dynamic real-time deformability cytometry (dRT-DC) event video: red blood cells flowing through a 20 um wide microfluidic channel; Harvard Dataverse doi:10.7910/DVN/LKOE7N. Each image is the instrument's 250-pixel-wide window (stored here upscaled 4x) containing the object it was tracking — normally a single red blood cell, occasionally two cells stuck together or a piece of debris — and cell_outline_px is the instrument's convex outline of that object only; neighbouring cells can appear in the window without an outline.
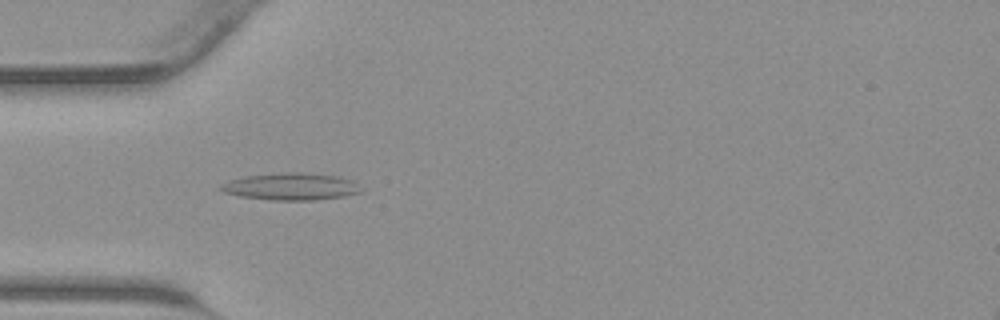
{"species": "common noctule bat (a hibernating species)", "species_latin": "Nyctalus noctula", "temperature_condition": "warm", "stored_images_in_passage": 43, "camera_frame_rate_fps": 3000, "um_per_image_px": 0.085, "animal": {"sex": "male", "body_mass_g": 23.1, "forearm_length_mm": 52.7}, "frame": {"image": 1, "passage_image": 13, "time_ms": 4.0, "image_size_px": [1000, 320], "cell_outline_px": [[364, 188], [360, 192], [344, 196], [316, 200], [268, 200], [240, 196], [224, 192], [216, 188], [220, 184], [228, 180], [244, 176], [280, 172], [304, 172], [336, 176], [352, 180]], "centroid_in_image_um": [24.7, 15.85], "position_along_channel_um": 60.3, "area_um2": 22.48}}
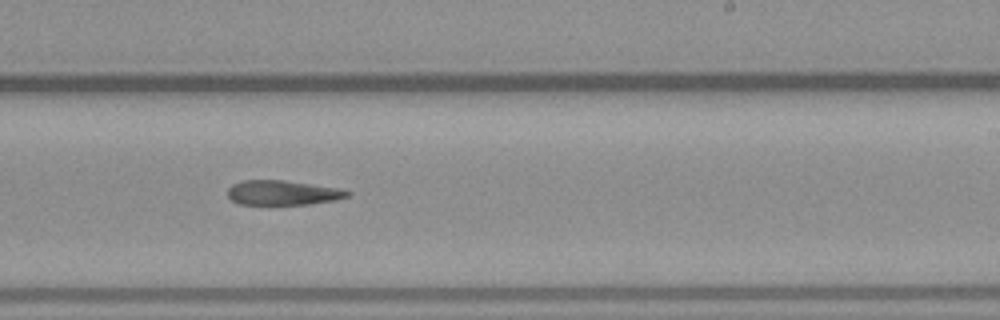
{"frame": {"image": 2, "passage_image": 26, "time_ms": 8.333, "image_size_px": [1000, 320], "cell_outline_px": [[352, 192], [348, 196], [336, 200], [308, 204], [240, 204], [232, 200], [228, 196], [228, 188], [232, 184], [240, 180], [284, 180], [340, 188]], "centroid_in_image_um": [24.03, 16.37], "position_along_channel_um": 265.0, "area_um2": 17.22}}
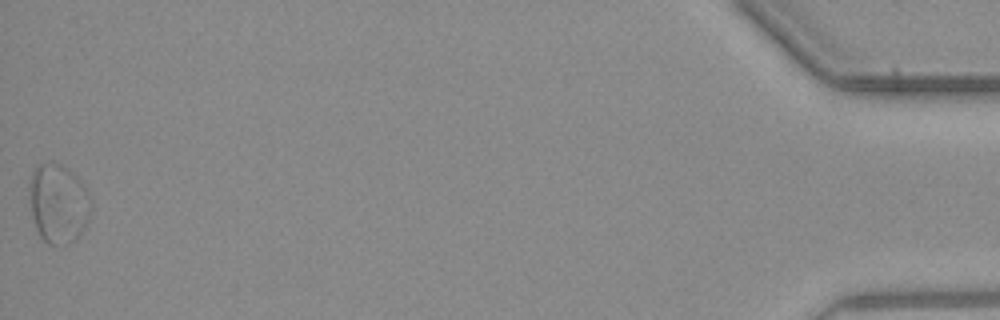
{"frame": {"image": 3, "passage_image": 43, "time_ms": 14.0, "image_size_px": [1000, 320], "cell_outline_px": [[92, 212], [88, 220], [76, 240], [68, 244], [48, 244], [40, 236], [36, 228], [32, 216], [28, 188], [32, 172], [40, 164], [60, 164], [68, 168], [76, 176], [88, 192], [92, 200]], "centroid_in_image_um": [4.97, 17.32], "position_along_channel_um": 430.2, "area_um2": 28.5}}